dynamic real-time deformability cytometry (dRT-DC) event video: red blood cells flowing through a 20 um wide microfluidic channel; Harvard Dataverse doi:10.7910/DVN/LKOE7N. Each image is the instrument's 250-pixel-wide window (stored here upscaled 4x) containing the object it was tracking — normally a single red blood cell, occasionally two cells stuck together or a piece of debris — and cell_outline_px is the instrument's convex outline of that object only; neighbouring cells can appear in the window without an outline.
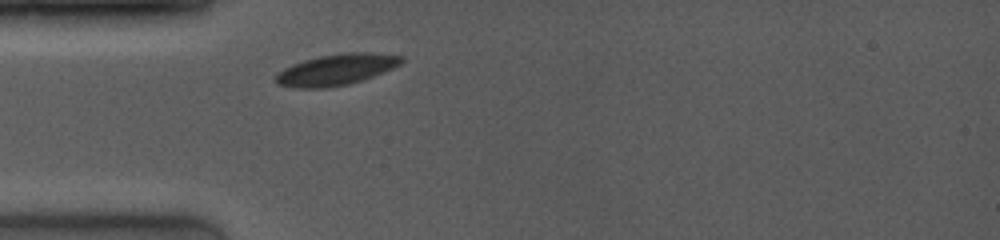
{"species": "common noctule bat (a hibernating species)", "species_latin": "Nyctalus noctula", "temperature_condition": "room temperature", "stored_images_in_passage": 1, "camera_frame_rate_fps": 4000, "um_per_image_px": 0.085, "animal": {"sex": "female", "body_mass_g": 19.0, "forearm_length_mm": 53.3}, "frame": {"image": 1, "passage_image": 1, "time_ms": 0.0, "image_size_px": [1000, 240], "cell_outline_px": [[404, 60], [400, 64], [392, 68], [364, 80], [348, 84], [328, 88], [296, 88], [276, 84], [276, 76], [284, 68], [292, 64], [304, 60], [320, 56], [344, 52], [368, 52], [404, 56]], "centroid_in_image_um": [28.6, 5.92], "position_along_channel_um": 56.4, "area_um2": 22.77}}